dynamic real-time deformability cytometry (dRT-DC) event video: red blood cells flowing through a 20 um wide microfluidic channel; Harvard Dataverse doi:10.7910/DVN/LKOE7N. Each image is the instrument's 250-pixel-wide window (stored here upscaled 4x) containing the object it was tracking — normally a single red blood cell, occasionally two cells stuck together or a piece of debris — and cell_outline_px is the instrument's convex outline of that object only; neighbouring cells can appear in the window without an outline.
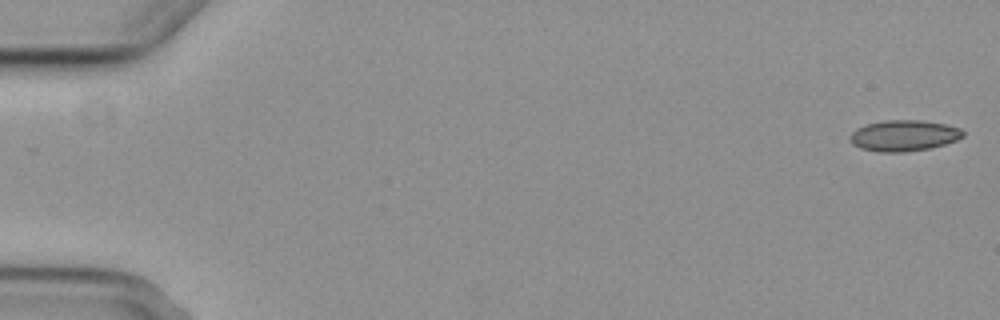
{"species": "common noctule bat (a hibernating species)", "species_latin": "Nyctalus noctula", "temperature_condition": "cold", "stored_images_in_passage": 5, "camera_frame_rate_fps": 3000, "um_per_image_px": 0.085, "animal": {"sex": "female", "body_mass_g": 29.2, "forearm_length_mm": 56.3}, "frame": {"image": 1, "passage_image": 1, "time_ms": 0.0, "image_size_px": [1000, 320], "cell_outline_px": [[964, 136], [956, 140], [932, 148], [904, 152], [880, 152], [860, 148], [852, 144], [848, 140], [848, 136], [856, 128], [868, 124], [888, 120], [920, 120], [944, 124], [960, 128], [964, 132]], "centroid_in_image_um": [76.8, 11.53], "position_along_channel_um": 8.2, "area_um2": 20.46}}
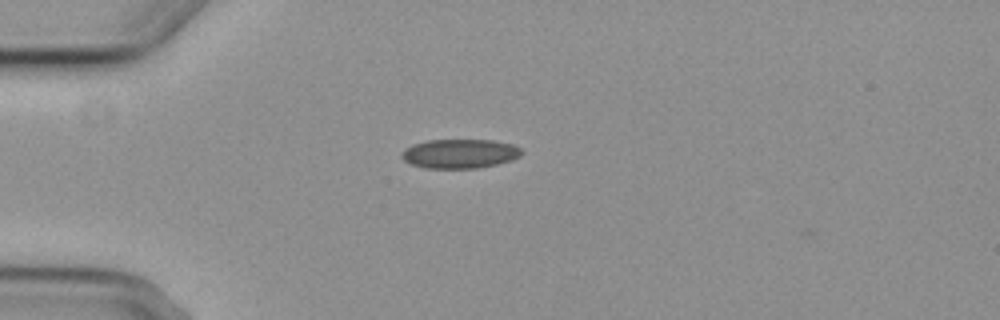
{"frame": {"image": 2, "passage_image": 4, "time_ms": 4.667, "image_size_px": [1000, 320], "cell_outline_px": [[524, 152], [520, 156], [512, 160], [496, 164], [476, 168], [424, 168], [412, 164], [404, 160], [400, 156], [400, 152], [404, 148], [412, 144], [428, 140], [492, 140], [512, 144], [520, 148]], "centroid_in_image_um": [39.06, 13.06], "position_along_channel_um": 45.9, "area_um2": 20.52}}